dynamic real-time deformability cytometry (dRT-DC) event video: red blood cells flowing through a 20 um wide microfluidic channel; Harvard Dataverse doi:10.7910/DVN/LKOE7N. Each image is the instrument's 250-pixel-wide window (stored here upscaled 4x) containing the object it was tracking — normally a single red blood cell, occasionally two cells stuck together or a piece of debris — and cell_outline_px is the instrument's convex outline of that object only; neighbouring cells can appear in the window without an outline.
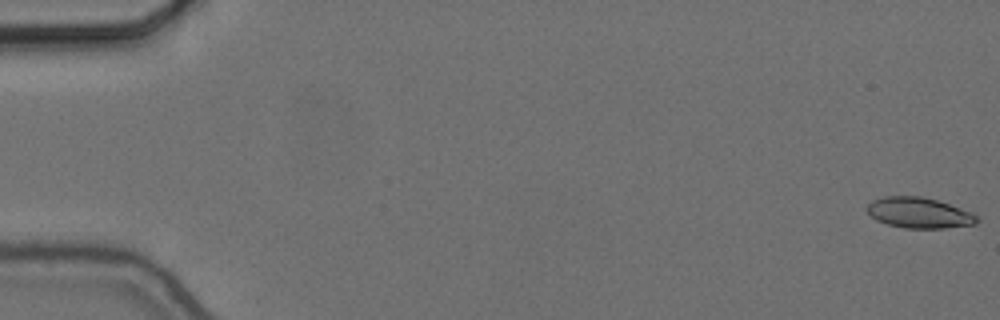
{"species": "common noctule bat (a hibernating species)", "species_latin": "Nyctalus noctula", "temperature_condition": "cold", "stored_images_in_passage": 57, "camera_frame_rate_fps": 3000, "um_per_image_px": 0.085, "animal": {"sex": "female", "body_mass_g": 24.6, "forearm_length_mm": 56.2}, "frame": {"image": 1, "passage_image": 1, "time_ms": 0.0, "image_size_px": [1000, 320], "cell_outline_px": [[980, 220], [976, 224], [944, 228], [904, 228], [888, 224], [876, 220], [864, 208], [872, 200], [884, 196], [920, 196], [936, 200], [972, 212], [980, 216]], "centroid_in_image_um": [78.13, 18.09], "position_along_channel_um": 6.9, "area_um2": 19.71}}
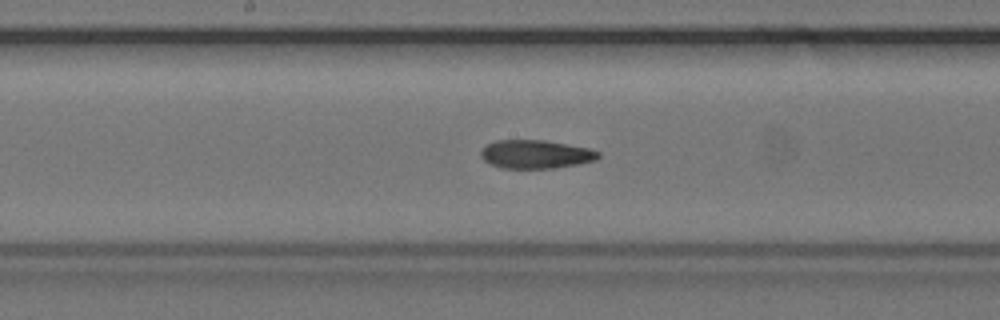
{"frame": {"image": 2, "passage_image": 30, "time_ms": 9.667, "image_size_px": [1000, 320], "cell_outline_px": [[600, 156], [596, 160], [576, 164], [552, 168], [500, 168], [488, 164], [480, 156], [480, 152], [488, 144], [496, 140], [544, 140], [588, 148], [600, 152]], "centroid_in_image_um": [45.5, 13.11], "position_along_channel_um": 202.7, "area_um2": 19.42}}
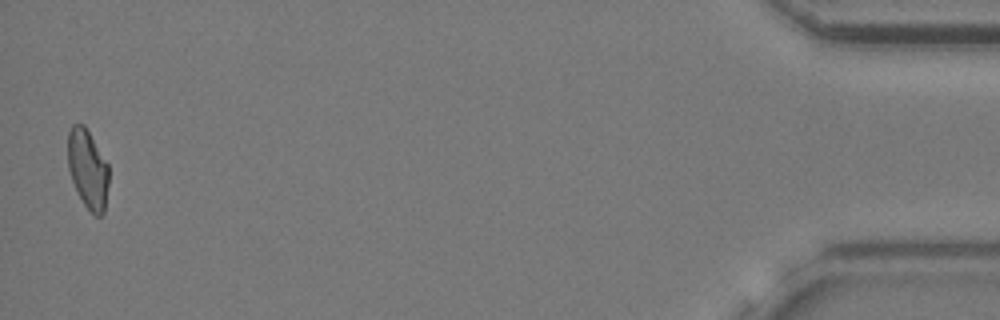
{"frame": {"image": 3, "passage_image": 56, "time_ms": 18.333, "image_size_px": [1000, 320], "cell_outline_px": [[108, 184], [104, 212], [100, 216], [96, 216], [84, 204], [76, 192], [68, 168], [68, 132], [72, 124], [84, 124], [108, 164]], "centroid_in_image_um": [7.45, 14.36], "position_along_channel_um": 427.8, "area_um2": 18.79}, "authors_computed_cell_mechanics": {"area_um2": 19.652, "velocity_mm_per_s": 3.6574, "shape_relaxation_time_tau1_ms": null, "shape_relaxation_time_tau2_ms": 5.9208, "deformation_change_tau1": null, "deformation_change_tau2": 0.1375}}